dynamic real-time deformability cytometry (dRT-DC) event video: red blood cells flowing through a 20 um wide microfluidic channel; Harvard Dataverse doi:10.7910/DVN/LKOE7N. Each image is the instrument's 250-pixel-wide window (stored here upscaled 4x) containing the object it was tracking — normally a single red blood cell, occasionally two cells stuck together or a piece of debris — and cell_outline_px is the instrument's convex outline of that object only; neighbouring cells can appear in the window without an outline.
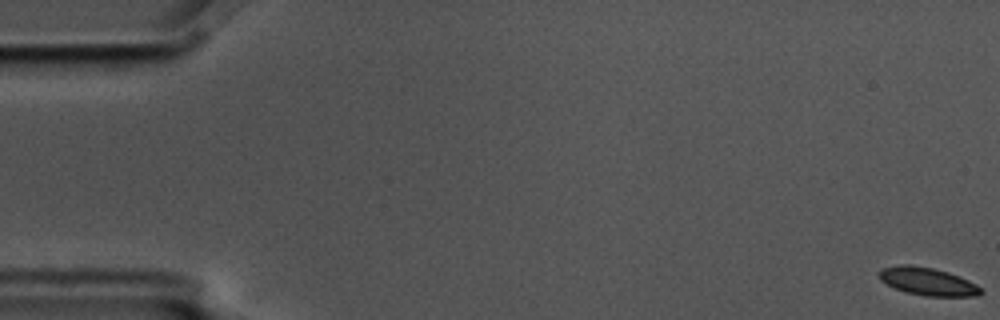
{"species": "common noctule bat (a hibernating species)", "species_latin": "Nyctalus noctula", "temperature_condition": "cold", "stored_images_in_passage": 8, "camera_frame_rate_fps": 3000, "um_per_image_px": 0.085, "animal": {"sex": "male", "body_mass_g": 17.5, "forearm_length_mm": 52.3}, "frame": {"image": 1, "passage_image": 1, "time_ms": 0.0, "image_size_px": [1000, 320], "cell_outline_px": [[984, 292], [980, 296], [924, 296], [904, 292], [880, 280], [880, 268], [900, 264], [912, 264], [932, 268], [948, 272], [968, 280], [976, 284]], "centroid_in_image_um": [78.86, 23.92], "position_along_channel_um": 6.1, "area_um2": 16.53}}
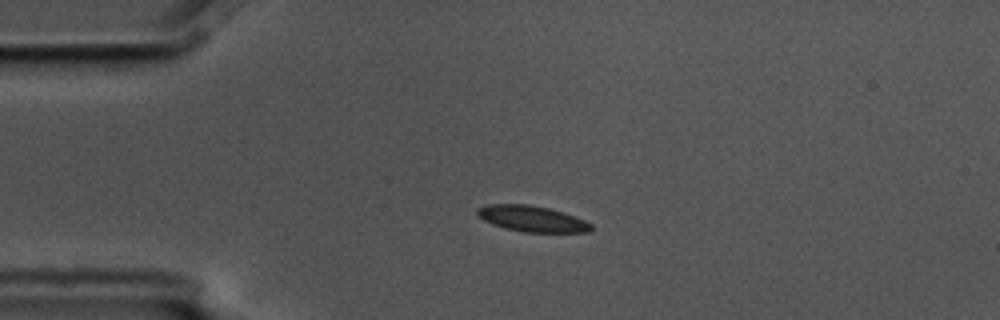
{"frame": {"image": 2, "passage_image": 5, "time_ms": 1.333, "image_size_px": [1000, 320], "cell_outline_px": [[592, 228], [588, 232], [524, 232], [504, 228], [492, 224], [484, 220], [476, 212], [476, 208], [488, 204], [528, 204], [548, 208], [564, 212], [576, 216], [592, 224]], "centroid_in_image_um": [45.22, 18.59], "position_along_channel_um": 39.8, "area_um2": 17.22}}